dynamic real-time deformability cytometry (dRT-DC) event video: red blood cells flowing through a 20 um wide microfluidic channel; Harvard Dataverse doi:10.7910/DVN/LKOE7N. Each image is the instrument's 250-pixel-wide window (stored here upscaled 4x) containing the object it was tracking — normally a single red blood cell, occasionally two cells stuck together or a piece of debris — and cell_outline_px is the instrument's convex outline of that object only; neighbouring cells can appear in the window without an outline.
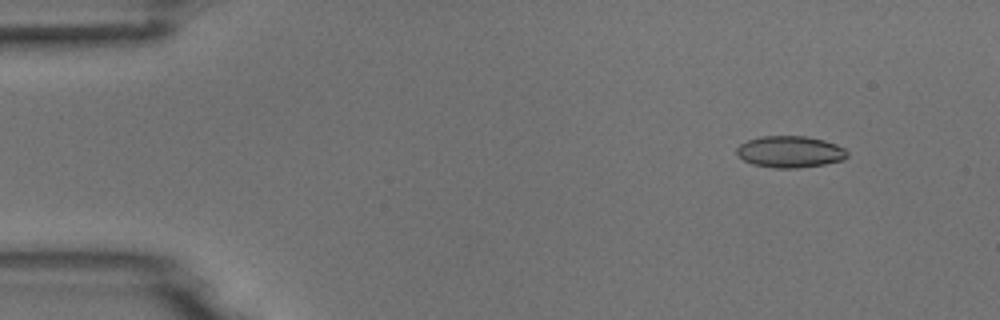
{"species": "common noctule bat (a hibernating species)", "species_latin": "Nyctalus noctula", "temperature_condition": "room temperature", "stored_images_in_passage": 8, "camera_frame_rate_fps": 3000, "um_per_image_px": 0.085, "animal": {"sex": "male", "body_mass_g": 18.8}, "frame": {"image": 1, "passage_image": 1, "time_ms": 0.0, "image_size_px": [1000, 320], "cell_outline_px": [[848, 156], [844, 160], [824, 164], [796, 168], [772, 168], [752, 164], [736, 156], [736, 148], [740, 144], [748, 140], [760, 136], [808, 136], [824, 140], [836, 144], [844, 148], [848, 152]], "centroid_in_image_um": [67.14, 12.9], "position_along_channel_um": 17.9, "area_um2": 20.58}}
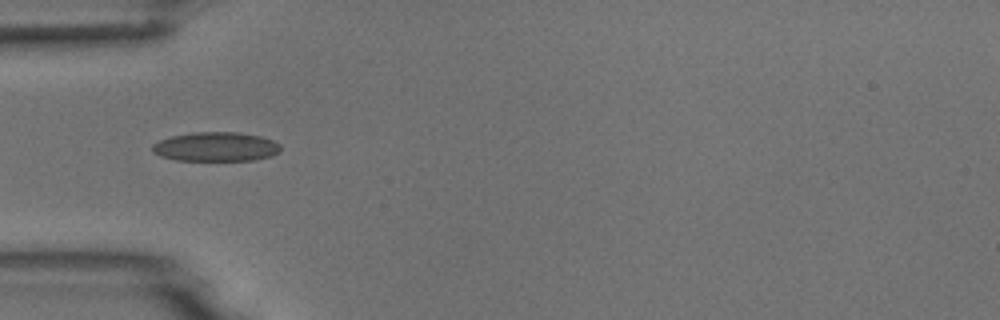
{"frame": {"image": 2, "passage_image": 4, "time_ms": 1.0, "image_size_px": [1000, 320], "cell_outline_px": [[280, 152], [272, 156], [252, 160], [176, 160], [160, 156], [152, 152], [152, 144], [160, 140], [172, 136], [192, 132], [236, 132], [260, 136], [272, 140], [280, 144]], "centroid_in_image_um": [18.34, 12.47], "position_along_channel_um": 66.7, "area_um2": 21.85}}
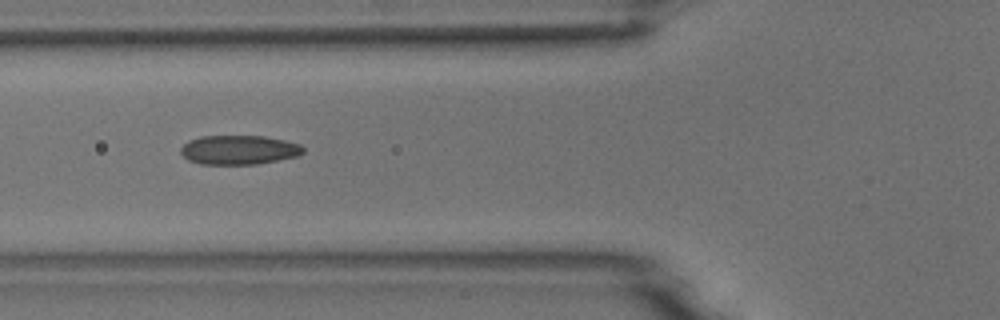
{"frame": {"image": 3, "passage_image": 5, "time_ms": 1.333, "image_size_px": [1000, 320], "cell_outline_px": [[304, 152], [296, 156], [256, 164], [200, 164], [188, 160], [180, 152], [180, 148], [188, 140], [200, 136], [264, 136], [284, 140], [300, 144], [304, 148]], "centroid_in_image_um": [20.28, 12.73], "position_along_channel_um": 105.5, "area_um2": 20.81}}